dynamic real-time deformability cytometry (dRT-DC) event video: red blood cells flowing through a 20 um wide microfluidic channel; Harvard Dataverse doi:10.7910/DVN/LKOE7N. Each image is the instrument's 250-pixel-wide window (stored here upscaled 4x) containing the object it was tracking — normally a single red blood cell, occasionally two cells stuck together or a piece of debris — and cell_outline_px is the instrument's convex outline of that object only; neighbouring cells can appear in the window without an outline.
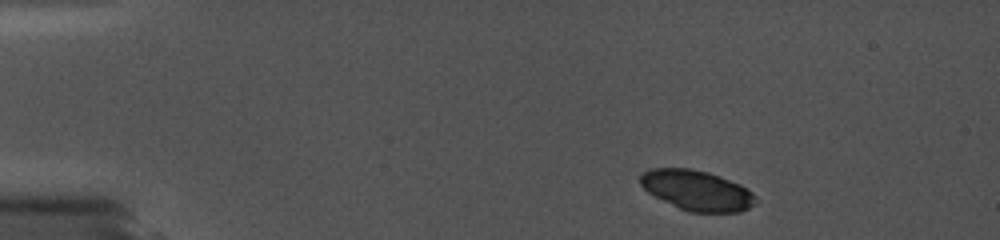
{"species": "common noctule bat (a hibernating species)", "species_latin": "Nyctalus noctula", "temperature_condition": "cold", "stored_images_in_passage": 4, "camera_frame_rate_fps": 5000, "um_per_image_px": 0.085, "animal": {"sex": "female", "body_mass_g": 19.0, "forearm_length_mm": 56.7}, "frame": {"image": 1, "passage_image": 1, "time_ms": 0.0, "image_size_px": [1000, 240], "cell_outline_px": [[756, 204], [740, 212], [688, 212], [648, 192], [640, 184], [640, 176], [644, 172], [652, 168], [692, 168], [708, 172], [720, 176], [740, 184], [752, 192], [756, 196]], "centroid_in_image_um": [59.26, 16.18], "position_along_channel_um": 25.7, "area_um2": 26.88}}
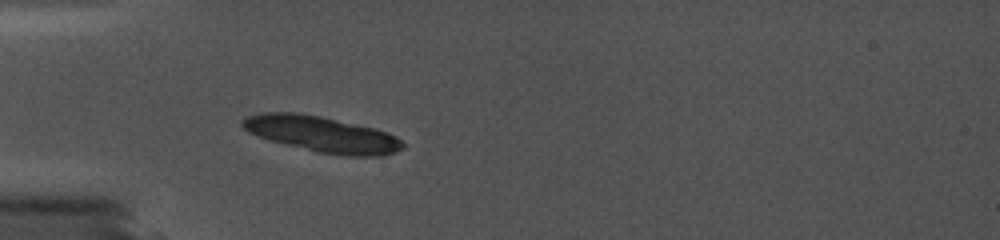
{"frame": {"image": 2, "passage_image": 4, "time_ms": 3.0, "image_size_px": [1000, 240], "cell_outline_px": [[404, 148], [396, 152], [380, 156], [348, 156], [316, 152], [268, 140], [248, 132], [240, 124], [240, 120], [248, 116], [260, 112], [300, 112], [320, 116], [376, 128], [396, 136], [404, 144]], "centroid_in_image_um": [27.34, 11.4], "position_along_channel_um": 57.7, "area_um2": 33.76}}